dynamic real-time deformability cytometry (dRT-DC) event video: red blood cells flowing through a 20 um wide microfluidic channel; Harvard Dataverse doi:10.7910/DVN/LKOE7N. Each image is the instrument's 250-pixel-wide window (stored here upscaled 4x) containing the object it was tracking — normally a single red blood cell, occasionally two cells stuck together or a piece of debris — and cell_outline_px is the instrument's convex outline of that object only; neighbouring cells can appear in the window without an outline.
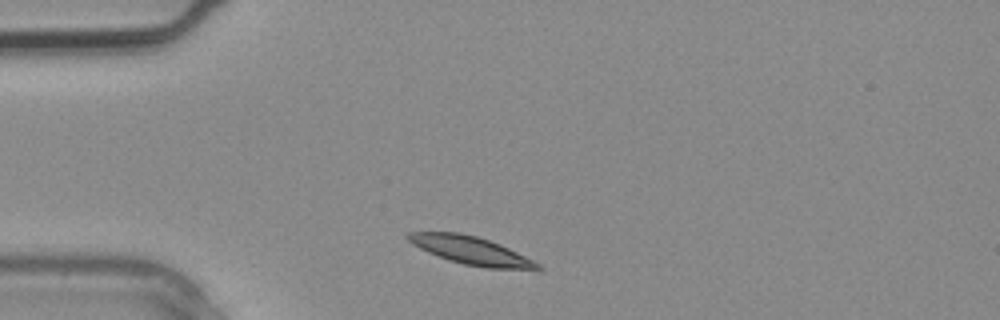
{"species": "common noctule bat (a hibernating species)", "species_latin": "Nyctalus noctula", "temperature_condition": "warm", "stored_images_in_passage": 1, "camera_frame_rate_fps": 3000, "um_per_image_px": 0.085, "animal": {"sex": "male", "body_mass_g": 20.4}, "frame": {"image": 1, "passage_image": 1, "time_ms": 0.0, "image_size_px": [1000, 320], "cell_outline_px": [[544, 268], [484, 268], [464, 264], [428, 252], [412, 244], [404, 236], [408, 232], [460, 232], [476, 236], [500, 244], [540, 264]], "centroid_in_image_um": [39.96, 21.26], "position_along_channel_um": 45.0, "area_um2": 20.58}}